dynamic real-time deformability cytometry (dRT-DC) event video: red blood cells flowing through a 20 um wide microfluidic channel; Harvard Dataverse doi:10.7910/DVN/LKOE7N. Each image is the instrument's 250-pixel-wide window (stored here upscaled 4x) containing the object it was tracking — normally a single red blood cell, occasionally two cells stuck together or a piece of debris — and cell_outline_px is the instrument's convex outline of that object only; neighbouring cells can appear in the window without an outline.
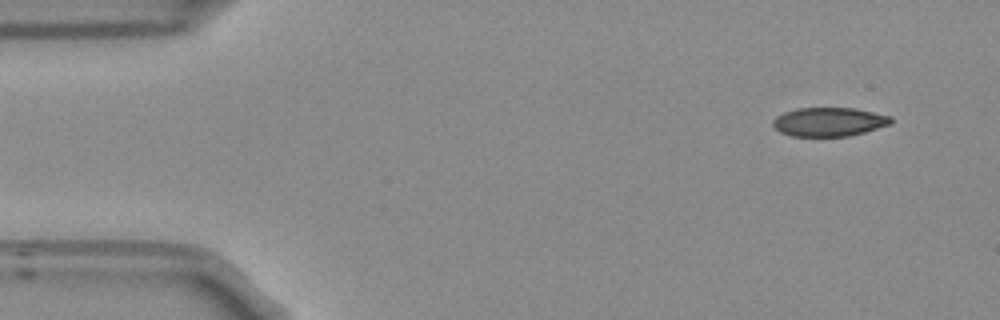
{"species": "Egyptian fruit bat (a non-hibernating species)", "species_latin": "Rousettus aegyptiacus", "temperature_condition": "room temperature", "stored_images_in_passage": 8, "camera_frame_rate_fps": 3000, "um_per_image_px": 0.085, "frame": {"image": 1, "passage_image": 1, "time_ms": 0.0, "image_size_px": [1000, 320], "cell_outline_px": [[892, 124], [864, 132], [848, 136], [792, 136], [780, 132], [772, 124], [772, 120], [776, 116], [784, 112], [796, 108], [856, 108], [892, 116]], "centroid_in_image_um": [70.48, 10.35], "position_along_channel_um": 14.5, "area_um2": 19.94}}